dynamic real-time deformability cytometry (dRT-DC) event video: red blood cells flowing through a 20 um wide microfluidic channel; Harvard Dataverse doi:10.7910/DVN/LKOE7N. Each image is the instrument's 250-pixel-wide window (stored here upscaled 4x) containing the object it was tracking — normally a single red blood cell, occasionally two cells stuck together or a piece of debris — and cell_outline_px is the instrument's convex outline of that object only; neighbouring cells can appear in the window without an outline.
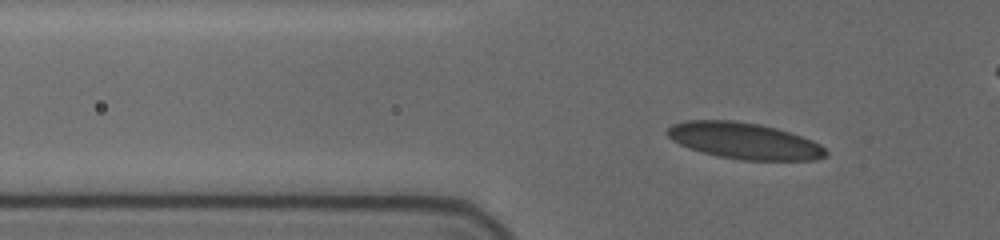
{"species": "human", "species_latin": "Homo sapiens", "temperature_condition": "cold", "stored_images_in_passage": 51, "camera_frame_rate_fps": 3000, "um_per_image_px": 0.085, "donor": {"sex": "female"}, "frame": {"image": 1, "passage_image": 13, "time_ms": 4.0, "image_size_px": [1000, 240], "cell_outline_px": [[828, 152], [824, 156], [812, 160], [740, 160], [716, 156], [680, 144], [672, 140], [664, 132], [672, 124], [684, 120], [732, 120], [760, 124], [776, 128], [812, 140], [820, 144]], "centroid_in_image_um": [63.23, 11.96], "position_along_channel_um": 62.6, "area_um2": 33.41}}
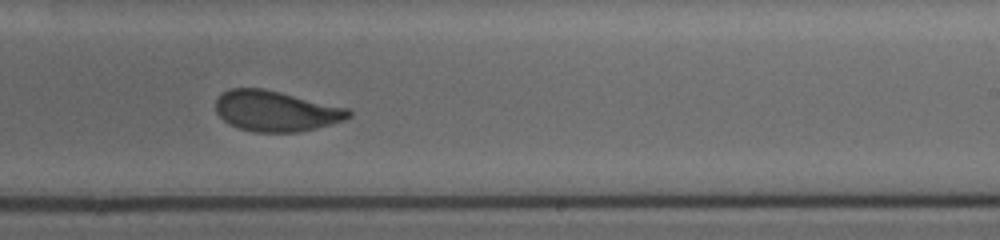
{"frame": {"image": 2, "passage_image": 31, "time_ms": 10.0, "image_size_px": [1000, 240], "cell_outline_px": [[352, 116], [344, 120], [316, 128], [296, 132], [256, 132], [240, 128], [228, 124], [216, 112], [216, 100], [224, 92], [232, 88], [264, 88], [348, 108], [352, 112]], "centroid_in_image_um": [23.46, 9.44], "position_along_channel_um": 265.5, "area_um2": 31.27}}
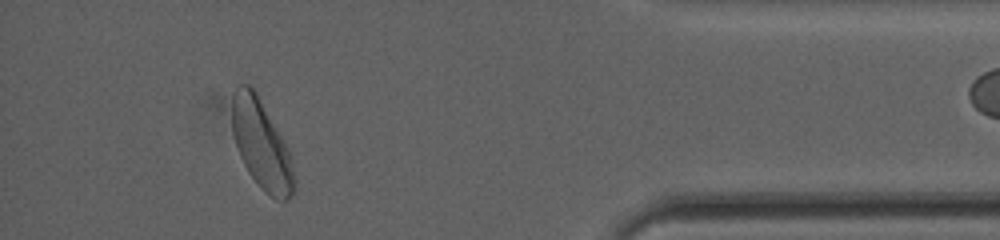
{"frame": {"image": 3, "passage_image": 46, "time_ms": 15.0, "image_size_px": [1000, 240], "cell_outline_px": [[296, 188], [292, 196], [288, 200], [276, 200], [248, 172], [240, 156], [232, 132], [232, 92], [236, 84], [248, 84], [256, 92], [284, 140], [288, 152], [296, 180]], "centroid_in_image_um": [22.21, 12.25], "position_along_channel_um": 413.0, "area_um2": 31.85}, "authors_computed_cell_mechanics": {"area_um2": 32.3102, "velocity_mm_per_s": 3.6427, "shape_relaxation_time_tau1_ms": 4.0574, "shape_relaxation_time_tau2_ms": null, "deformation_change_tau1": 0.122, "deformation_change_tau2": null}}